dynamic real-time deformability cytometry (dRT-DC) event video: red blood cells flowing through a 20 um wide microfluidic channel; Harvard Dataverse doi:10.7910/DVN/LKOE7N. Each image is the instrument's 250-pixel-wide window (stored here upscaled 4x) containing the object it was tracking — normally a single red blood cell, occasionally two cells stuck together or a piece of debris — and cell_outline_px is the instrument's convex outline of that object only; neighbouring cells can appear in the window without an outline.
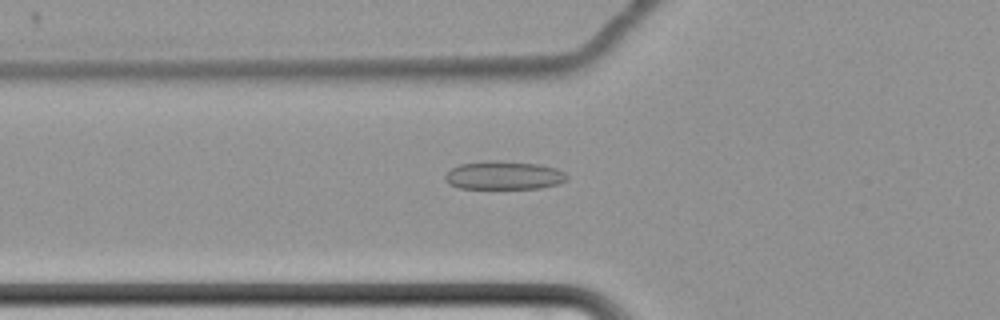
{"species": "common noctule bat (a hibernating species)", "species_latin": "Nyctalus noctula", "temperature_condition": "cold", "stored_images_in_passage": 50, "camera_frame_rate_fps": 3000, "um_per_image_px": 0.085, "animal": {"sex": "female", "body_mass_g": 22.7, "forearm_length_mm": 54.2}, "frame": {"image": 1, "passage_image": 12, "time_ms": 3.667, "image_size_px": [1000, 320], "cell_outline_px": [[568, 180], [560, 184], [540, 188], [460, 188], [448, 184], [444, 180], [444, 176], [452, 168], [460, 164], [488, 160], [500, 160], [540, 164], [556, 168], [564, 172], [568, 176]], "centroid_in_image_um": [42.85, 14.9], "position_along_channel_um": 83.0, "area_um2": 20.4}}
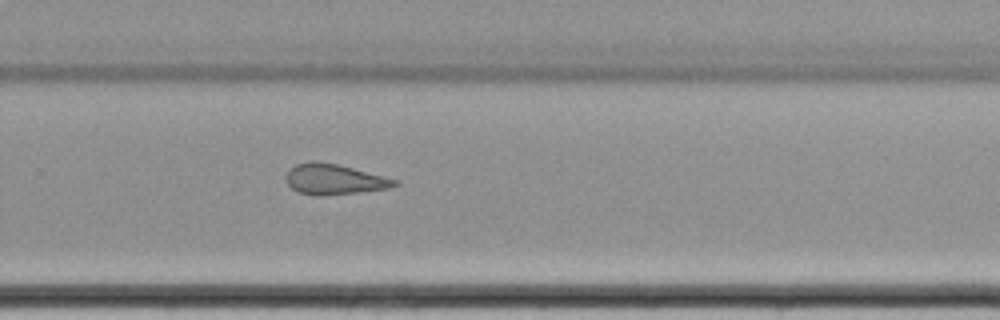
{"frame": {"image": 2, "passage_image": 31, "time_ms": 10.0, "image_size_px": [1000, 320], "cell_outline_px": [[400, 184], [388, 188], [360, 192], [324, 196], [316, 196], [300, 192], [292, 188], [284, 180], [284, 176], [288, 168], [296, 164], [312, 160], [336, 164], [400, 180]], "centroid_in_image_um": [28.37, 15.24], "position_along_channel_um": 301.4, "area_um2": 19.48}}
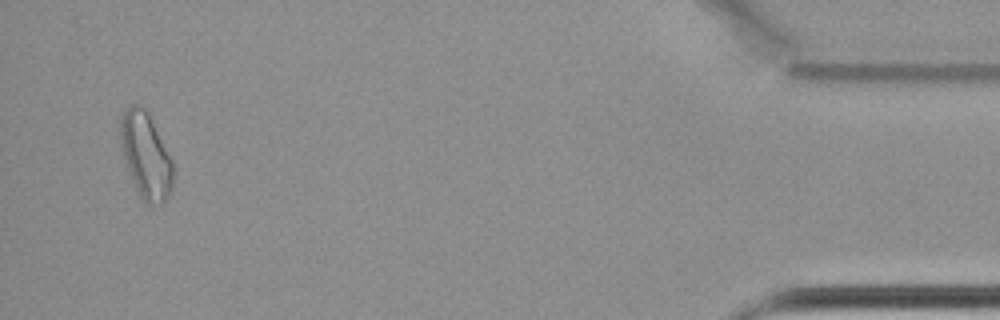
{"frame": {"image": 3, "passage_image": 48, "time_ms": 15.667, "image_size_px": [1000, 320], "cell_outline_px": [[172, 188], [168, 196], [160, 204], [148, 204], [140, 196], [128, 168], [124, 156], [120, 140], [120, 120], [124, 112], [132, 104], [140, 104], [148, 112], [172, 160]], "centroid_in_image_um": [12.39, 13.19], "position_along_channel_um": 422.8, "area_um2": 25.66}, "authors_computed_cell_mechanics": {"area_um2": 20.4612, "velocity_mm_per_s": 3.4556, "shape_relaxation_time_tau1_ms": null, "shape_relaxation_time_tau2_ms": 2.3265, "deformation_change_tau1": null, "deformation_change_tau2": 0.0817}}